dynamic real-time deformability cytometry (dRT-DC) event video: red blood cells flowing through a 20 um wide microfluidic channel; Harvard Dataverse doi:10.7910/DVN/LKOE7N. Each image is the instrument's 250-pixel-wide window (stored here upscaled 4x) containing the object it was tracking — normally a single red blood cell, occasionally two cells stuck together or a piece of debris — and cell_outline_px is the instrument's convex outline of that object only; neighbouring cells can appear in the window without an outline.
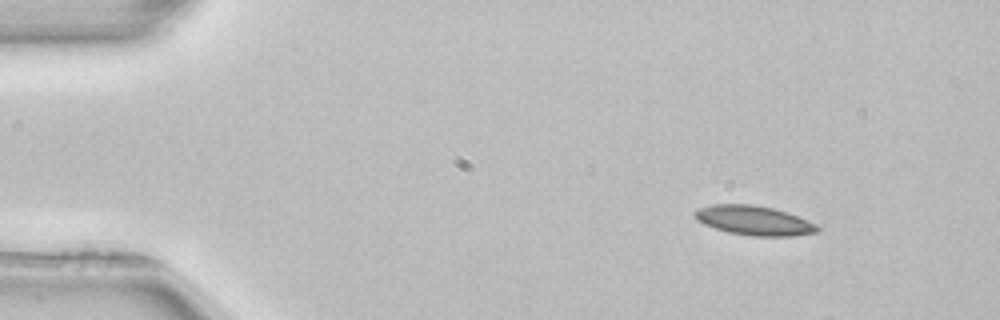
{"species": "common noctule bat (a hibernating species)", "species_latin": "Nyctalus noctula", "temperature_condition": "room temperature", "stored_images_in_passage": 4, "camera_frame_rate_fps": 3000, "um_per_image_px": 0.085, "animal": {"sex": "female", "body_mass_g": 22.7, "forearm_length_mm": 54.2}, "frame": {"image": 1, "passage_image": 1, "time_ms": 0.0, "image_size_px": [1000, 320], "cell_outline_px": [[820, 232], [792, 236], [752, 236], [728, 232], [704, 224], [696, 220], [692, 212], [696, 208], [712, 204], [752, 204], [772, 208], [788, 212], [816, 224], [820, 228]], "centroid_in_image_um": [64.07, 18.73], "position_along_channel_um": 20.9, "area_um2": 21.21}}